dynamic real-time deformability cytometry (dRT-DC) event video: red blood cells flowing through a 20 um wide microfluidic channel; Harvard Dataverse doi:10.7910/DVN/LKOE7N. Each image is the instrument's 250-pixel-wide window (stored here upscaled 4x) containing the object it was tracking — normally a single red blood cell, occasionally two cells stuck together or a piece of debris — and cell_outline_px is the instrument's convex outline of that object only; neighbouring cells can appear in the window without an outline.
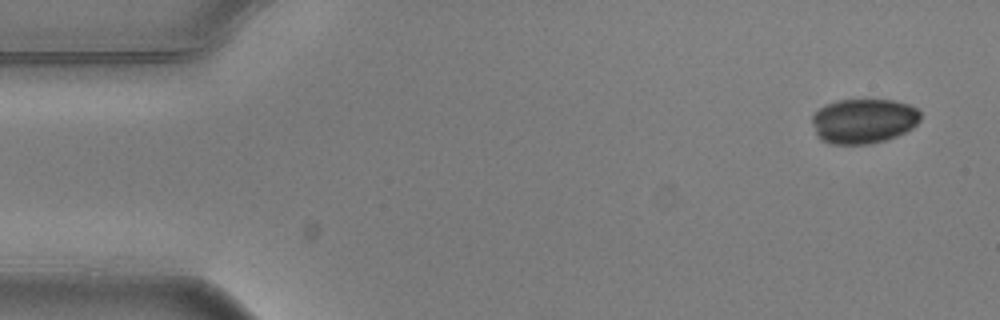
{"species": "common noctule bat (a hibernating species)", "species_latin": "Nyctalus noctula", "temperature_condition": "warm", "stored_images_in_passage": 4, "camera_frame_rate_fps": 3000, "um_per_image_px": 0.085, "animal": {"sex": "male", "body_mass_g": 20.5, "forearm_length_mm": 52.5}, "frame": {"image": 1, "passage_image": 1, "time_ms": 0.0, "image_size_px": [1000, 320], "cell_outline_px": [[920, 120], [912, 128], [896, 136], [884, 140], [868, 144], [832, 144], [820, 140], [816, 136], [812, 124], [812, 116], [824, 104], [836, 100], [892, 100], [908, 104], [916, 108], [920, 112]], "centroid_in_image_um": [73.37, 10.28], "position_along_channel_um": 11.6, "area_um2": 28.38}}